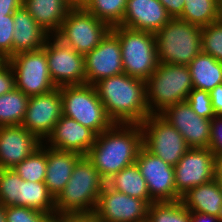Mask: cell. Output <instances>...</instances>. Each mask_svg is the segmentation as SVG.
I'll use <instances>...</instances> for the list:
<instances>
[{
    "mask_svg": "<svg viewBox=\"0 0 222 222\" xmlns=\"http://www.w3.org/2000/svg\"><path fill=\"white\" fill-rule=\"evenodd\" d=\"M143 146V131L140 124L114 123L96 137L87 158L106 181L136 162Z\"/></svg>",
    "mask_w": 222,
    "mask_h": 222,
    "instance_id": "6da1fadb",
    "label": "cell"
},
{
    "mask_svg": "<svg viewBox=\"0 0 222 222\" xmlns=\"http://www.w3.org/2000/svg\"><path fill=\"white\" fill-rule=\"evenodd\" d=\"M94 86L113 123L141 124L151 115L146 81L123 73L103 78Z\"/></svg>",
    "mask_w": 222,
    "mask_h": 222,
    "instance_id": "7a4b0ae2",
    "label": "cell"
},
{
    "mask_svg": "<svg viewBox=\"0 0 222 222\" xmlns=\"http://www.w3.org/2000/svg\"><path fill=\"white\" fill-rule=\"evenodd\" d=\"M105 184L93 163L83 156L76 163L65 188L55 198L56 214L95 212Z\"/></svg>",
    "mask_w": 222,
    "mask_h": 222,
    "instance_id": "3957f363",
    "label": "cell"
},
{
    "mask_svg": "<svg viewBox=\"0 0 222 222\" xmlns=\"http://www.w3.org/2000/svg\"><path fill=\"white\" fill-rule=\"evenodd\" d=\"M193 85L187 65L160 63L146 80L150 114H160L167 107L186 101Z\"/></svg>",
    "mask_w": 222,
    "mask_h": 222,
    "instance_id": "277c9868",
    "label": "cell"
},
{
    "mask_svg": "<svg viewBox=\"0 0 222 222\" xmlns=\"http://www.w3.org/2000/svg\"><path fill=\"white\" fill-rule=\"evenodd\" d=\"M202 27L171 18L155 33L160 63L189 65L202 52Z\"/></svg>",
    "mask_w": 222,
    "mask_h": 222,
    "instance_id": "5b68a950",
    "label": "cell"
},
{
    "mask_svg": "<svg viewBox=\"0 0 222 222\" xmlns=\"http://www.w3.org/2000/svg\"><path fill=\"white\" fill-rule=\"evenodd\" d=\"M121 45L124 73L146 81L159 64L155 34L123 26L111 28Z\"/></svg>",
    "mask_w": 222,
    "mask_h": 222,
    "instance_id": "8992f818",
    "label": "cell"
},
{
    "mask_svg": "<svg viewBox=\"0 0 222 222\" xmlns=\"http://www.w3.org/2000/svg\"><path fill=\"white\" fill-rule=\"evenodd\" d=\"M59 89L64 116L76 120L97 135L114 124L108 117L94 85H68Z\"/></svg>",
    "mask_w": 222,
    "mask_h": 222,
    "instance_id": "52a82bcc",
    "label": "cell"
},
{
    "mask_svg": "<svg viewBox=\"0 0 222 222\" xmlns=\"http://www.w3.org/2000/svg\"><path fill=\"white\" fill-rule=\"evenodd\" d=\"M110 31L111 27L108 24L83 6H74L55 36L76 52L85 55L99 45Z\"/></svg>",
    "mask_w": 222,
    "mask_h": 222,
    "instance_id": "ba28073f",
    "label": "cell"
},
{
    "mask_svg": "<svg viewBox=\"0 0 222 222\" xmlns=\"http://www.w3.org/2000/svg\"><path fill=\"white\" fill-rule=\"evenodd\" d=\"M140 126L143 146L172 166L177 165L189 149L181 133L160 114L149 115Z\"/></svg>",
    "mask_w": 222,
    "mask_h": 222,
    "instance_id": "9c48e42d",
    "label": "cell"
},
{
    "mask_svg": "<svg viewBox=\"0 0 222 222\" xmlns=\"http://www.w3.org/2000/svg\"><path fill=\"white\" fill-rule=\"evenodd\" d=\"M15 76V88L27 96L40 95L55 89L46 57L42 48L30 52H22L7 60Z\"/></svg>",
    "mask_w": 222,
    "mask_h": 222,
    "instance_id": "30bf717a",
    "label": "cell"
},
{
    "mask_svg": "<svg viewBox=\"0 0 222 222\" xmlns=\"http://www.w3.org/2000/svg\"><path fill=\"white\" fill-rule=\"evenodd\" d=\"M43 49L46 51L50 77L56 87L86 84L83 54L55 35H49Z\"/></svg>",
    "mask_w": 222,
    "mask_h": 222,
    "instance_id": "8fae6325",
    "label": "cell"
},
{
    "mask_svg": "<svg viewBox=\"0 0 222 222\" xmlns=\"http://www.w3.org/2000/svg\"><path fill=\"white\" fill-rule=\"evenodd\" d=\"M135 163L146 181L150 197L155 202L181 199L176 192L174 166L153 155L144 146L139 150Z\"/></svg>",
    "mask_w": 222,
    "mask_h": 222,
    "instance_id": "7c38bea8",
    "label": "cell"
},
{
    "mask_svg": "<svg viewBox=\"0 0 222 222\" xmlns=\"http://www.w3.org/2000/svg\"><path fill=\"white\" fill-rule=\"evenodd\" d=\"M217 159L209 148H189L174 166L176 192L182 196L188 190L215 178Z\"/></svg>",
    "mask_w": 222,
    "mask_h": 222,
    "instance_id": "4fadbf2b",
    "label": "cell"
},
{
    "mask_svg": "<svg viewBox=\"0 0 222 222\" xmlns=\"http://www.w3.org/2000/svg\"><path fill=\"white\" fill-rule=\"evenodd\" d=\"M62 115V98L59 87H56L50 92L29 97L21 125L44 142Z\"/></svg>",
    "mask_w": 222,
    "mask_h": 222,
    "instance_id": "5bb4252c",
    "label": "cell"
},
{
    "mask_svg": "<svg viewBox=\"0 0 222 222\" xmlns=\"http://www.w3.org/2000/svg\"><path fill=\"white\" fill-rule=\"evenodd\" d=\"M149 204L109 188L100 193L95 214L99 222H140L147 219Z\"/></svg>",
    "mask_w": 222,
    "mask_h": 222,
    "instance_id": "9a60e30c",
    "label": "cell"
},
{
    "mask_svg": "<svg viewBox=\"0 0 222 222\" xmlns=\"http://www.w3.org/2000/svg\"><path fill=\"white\" fill-rule=\"evenodd\" d=\"M86 84L124 73L119 39L110 31L91 52L84 55Z\"/></svg>",
    "mask_w": 222,
    "mask_h": 222,
    "instance_id": "2e32d148",
    "label": "cell"
},
{
    "mask_svg": "<svg viewBox=\"0 0 222 222\" xmlns=\"http://www.w3.org/2000/svg\"><path fill=\"white\" fill-rule=\"evenodd\" d=\"M160 115L181 133L189 148H208L211 120L198 116L187 101L167 107Z\"/></svg>",
    "mask_w": 222,
    "mask_h": 222,
    "instance_id": "e0dca14e",
    "label": "cell"
},
{
    "mask_svg": "<svg viewBox=\"0 0 222 222\" xmlns=\"http://www.w3.org/2000/svg\"><path fill=\"white\" fill-rule=\"evenodd\" d=\"M42 143L22 125L0 126V169L14 168Z\"/></svg>",
    "mask_w": 222,
    "mask_h": 222,
    "instance_id": "ac0fdd59",
    "label": "cell"
},
{
    "mask_svg": "<svg viewBox=\"0 0 222 222\" xmlns=\"http://www.w3.org/2000/svg\"><path fill=\"white\" fill-rule=\"evenodd\" d=\"M96 137L97 134L93 130L62 115L44 143L46 142L45 144L52 149L73 151L86 156L95 143Z\"/></svg>",
    "mask_w": 222,
    "mask_h": 222,
    "instance_id": "d6986e66",
    "label": "cell"
},
{
    "mask_svg": "<svg viewBox=\"0 0 222 222\" xmlns=\"http://www.w3.org/2000/svg\"><path fill=\"white\" fill-rule=\"evenodd\" d=\"M170 19L171 16L159 0H127L120 26L155 34Z\"/></svg>",
    "mask_w": 222,
    "mask_h": 222,
    "instance_id": "ffe728a7",
    "label": "cell"
},
{
    "mask_svg": "<svg viewBox=\"0 0 222 222\" xmlns=\"http://www.w3.org/2000/svg\"><path fill=\"white\" fill-rule=\"evenodd\" d=\"M13 56L42 49L49 34L43 30L24 6L13 14Z\"/></svg>",
    "mask_w": 222,
    "mask_h": 222,
    "instance_id": "44dd1931",
    "label": "cell"
},
{
    "mask_svg": "<svg viewBox=\"0 0 222 222\" xmlns=\"http://www.w3.org/2000/svg\"><path fill=\"white\" fill-rule=\"evenodd\" d=\"M83 155L73 151H61L47 146L45 185L54 199L68 183L76 163Z\"/></svg>",
    "mask_w": 222,
    "mask_h": 222,
    "instance_id": "7402d4cb",
    "label": "cell"
},
{
    "mask_svg": "<svg viewBox=\"0 0 222 222\" xmlns=\"http://www.w3.org/2000/svg\"><path fill=\"white\" fill-rule=\"evenodd\" d=\"M23 6L49 35H55L74 7L70 0H23Z\"/></svg>",
    "mask_w": 222,
    "mask_h": 222,
    "instance_id": "603a6c76",
    "label": "cell"
},
{
    "mask_svg": "<svg viewBox=\"0 0 222 222\" xmlns=\"http://www.w3.org/2000/svg\"><path fill=\"white\" fill-rule=\"evenodd\" d=\"M180 200L190 212H201L222 219V192L215 179L188 190Z\"/></svg>",
    "mask_w": 222,
    "mask_h": 222,
    "instance_id": "cb8c5ba5",
    "label": "cell"
},
{
    "mask_svg": "<svg viewBox=\"0 0 222 222\" xmlns=\"http://www.w3.org/2000/svg\"><path fill=\"white\" fill-rule=\"evenodd\" d=\"M106 185L133 198L145 200L149 205L155 202L150 197L146 181L136 163L112 175L106 180Z\"/></svg>",
    "mask_w": 222,
    "mask_h": 222,
    "instance_id": "d4e9b609",
    "label": "cell"
},
{
    "mask_svg": "<svg viewBox=\"0 0 222 222\" xmlns=\"http://www.w3.org/2000/svg\"><path fill=\"white\" fill-rule=\"evenodd\" d=\"M193 88L210 92L222 83V62L211 55L199 53L188 65Z\"/></svg>",
    "mask_w": 222,
    "mask_h": 222,
    "instance_id": "484cf974",
    "label": "cell"
},
{
    "mask_svg": "<svg viewBox=\"0 0 222 222\" xmlns=\"http://www.w3.org/2000/svg\"><path fill=\"white\" fill-rule=\"evenodd\" d=\"M15 206L28 207L52 216L56 215L55 199L49 193L45 182L22 181L20 199Z\"/></svg>",
    "mask_w": 222,
    "mask_h": 222,
    "instance_id": "4316f807",
    "label": "cell"
},
{
    "mask_svg": "<svg viewBox=\"0 0 222 222\" xmlns=\"http://www.w3.org/2000/svg\"><path fill=\"white\" fill-rule=\"evenodd\" d=\"M179 19L204 27L222 18L221 0H185Z\"/></svg>",
    "mask_w": 222,
    "mask_h": 222,
    "instance_id": "83f0119b",
    "label": "cell"
},
{
    "mask_svg": "<svg viewBox=\"0 0 222 222\" xmlns=\"http://www.w3.org/2000/svg\"><path fill=\"white\" fill-rule=\"evenodd\" d=\"M29 96L14 88L0 96V126L21 125Z\"/></svg>",
    "mask_w": 222,
    "mask_h": 222,
    "instance_id": "f1b7e54d",
    "label": "cell"
},
{
    "mask_svg": "<svg viewBox=\"0 0 222 222\" xmlns=\"http://www.w3.org/2000/svg\"><path fill=\"white\" fill-rule=\"evenodd\" d=\"M47 167V146L42 145L21 163L12 168L22 180L30 182H44Z\"/></svg>",
    "mask_w": 222,
    "mask_h": 222,
    "instance_id": "f546056e",
    "label": "cell"
},
{
    "mask_svg": "<svg viewBox=\"0 0 222 222\" xmlns=\"http://www.w3.org/2000/svg\"><path fill=\"white\" fill-rule=\"evenodd\" d=\"M126 3L127 0H88L83 7L112 28L123 22Z\"/></svg>",
    "mask_w": 222,
    "mask_h": 222,
    "instance_id": "4dcf8cb0",
    "label": "cell"
},
{
    "mask_svg": "<svg viewBox=\"0 0 222 222\" xmlns=\"http://www.w3.org/2000/svg\"><path fill=\"white\" fill-rule=\"evenodd\" d=\"M149 222H190V211L181 200L153 202L148 209Z\"/></svg>",
    "mask_w": 222,
    "mask_h": 222,
    "instance_id": "1f68e13d",
    "label": "cell"
},
{
    "mask_svg": "<svg viewBox=\"0 0 222 222\" xmlns=\"http://www.w3.org/2000/svg\"><path fill=\"white\" fill-rule=\"evenodd\" d=\"M202 52L222 62V18L202 27Z\"/></svg>",
    "mask_w": 222,
    "mask_h": 222,
    "instance_id": "d6a6232c",
    "label": "cell"
},
{
    "mask_svg": "<svg viewBox=\"0 0 222 222\" xmlns=\"http://www.w3.org/2000/svg\"><path fill=\"white\" fill-rule=\"evenodd\" d=\"M20 176L12 169H0V204L14 205L20 199Z\"/></svg>",
    "mask_w": 222,
    "mask_h": 222,
    "instance_id": "836d02e7",
    "label": "cell"
},
{
    "mask_svg": "<svg viewBox=\"0 0 222 222\" xmlns=\"http://www.w3.org/2000/svg\"><path fill=\"white\" fill-rule=\"evenodd\" d=\"M6 222H54V216L22 206H6Z\"/></svg>",
    "mask_w": 222,
    "mask_h": 222,
    "instance_id": "e575fe53",
    "label": "cell"
},
{
    "mask_svg": "<svg viewBox=\"0 0 222 222\" xmlns=\"http://www.w3.org/2000/svg\"><path fill=\"white\" fill-rule=\"evenodd\" d=\"M186 101L198 116L210 120L215 116L208 91L193 88Z\"/></svg>",
    "mask_w": 222,
    "mask_h": 222,
    "instance_id": "d590c367",
    "label": "cell"
},
{
    "mask_svg": "<svg viewBox=\"0 0 222 222\" xmlns=\"http://www.w3.org/2000/svg\"><path fill=\"white\" fill-rule=\"evenodd\" d=\"M13 15L0 16V54L5 59L13 56Z\"/></svg>",
    "mask_w": 222,
    "mask_h": 222,
    "instance_id": "8d00e7d4",
    "label": "cell"
},
{
    "mask_svg": "<svg viewBox=\"0 0 222 222\" xmlns=\"http://www.w3.org/2000/svg\"><path fill=\"white\" fill-rule=\"evenodd\" d=\"M208 148L218 160L222 157V116L215 115L211 119L210 140Z\"/></svg>",
    "mask_w": 222,
    "mask_h": 222,
    "instance_id": "74e56055",
    "label": "cell"
},
{
    "mask_svg": "<svg viewBox=\"0 0 222 222\" xmlns=\"http://www.w3.org/2000/svg\"><path fill=\"white\" fill-rule=\"evenodd\" d=\"M15 88L14 71L7 61L0 67V96L11 92Z\"/></svg>",
    "mask_w": 222,
    "mask_h": 222,
    "instance_id": "f35d334b",
    "label": "cell"
},
{
    "mask_svg": "<svg viewBox=\"0 0 222 222\" xmlns=\"http://www.w3.org/2000/svg\"><path fill=\"white\" fill-rule=\"evenodd\" d=\"M54 222H99L95 212L92 213H62L54 216Z\"/></svg>",
    "mask_w": 222,
    "mask_h": 222,
    "instance_id": "ab89813d",
    "label": "cell"
},
{
    "mask_svg": "<svg viewBox=\"0 0 222 222\" xmlns=\"http://www.w3.org/2000/svg\"><path fill=\"white\" fill-rule=\"evenodd\" d=\"M171 18H178L183 11L185 0H159Z\"/></svg>",
    "mask_w": 222,
    "mask_h": 222,
    "instance_id": "60d3db41",
    "label": "cell"
},
{
    "mask_svg": "<svg viewBox=\"0 0 222 222\" xmlns=\"http://www.w3.org/2000/svg\"><path fill=\"white\" fill-rule=\"evenodd\" d=\"M211 104L215 115L222 116V83L209 92Z\"/></svg>",
    "mask_w": 222,
    "mask_h": 222,
    "instance_id": "b9f144b4",
    "label": "cell"
},
{
    "mask_svg": "<svg viewBox=\"0 0 222 222\" xmlns=\"http://www.w3.org/2000/svg\"><path fill=\"white\" fill-rule=\"evenodd\" d=\"M23 6V0H0V16L13 15Z\"/></svg>",
    "mask_w": 222,
    "mask_h": 222,
    "instance_id": "7bdbcfd3",
    "label": "cell"
},
{
    "mask_svg": "<svg viewBox=\"0 0 222 222\" xmlns=\"http://www.w3.org/2000/svg\"><path fill=\"white\" fill-rule=\"evenodd\" d=\"M190 222H222V219L201 212H190Z\"/></svg>",
    "mask_w": 222,
    "mask_h": 222,
    "instance_id": "ee69618b",
    "label": "cell"
},
{
    "mask_svg": "<svg viewBox=\"0 0 222 222\" xmlns=\"http://www.w3.org/2000/svg\"><path fill=\"white\" fill-rule=\"evenodd\" d=\"M215 174H222V157L217 160Z\"/></svg>",
    "mask_w": 222,
    "mask_h": 222,
    "instance_id": "f6af8a7d",
    "label": "cell"
},
{
    "mask_svg": "<svg viewBox=\"0 0 222 222\" xmlns=\"http://www.w3.org/2000/svg\"><path fill=\"white\" fill-rule=\"evenodd\" d=\"M73 6H84L88 0H70Z\"/></svg>",
    "mask_w": 222,
    "mask_h": 222,
    "instance_id": "bcb514c9",
    "label": "cell"
},
{
    "mask_svg": "<svg viewBox=\"0 0 222 222\" xmlns=\"http://www.w3.org/2000/svg\"><path fill=\"white\" fill-rule=\"evenodd\" d=\"M0 222H6L4 206L0 204Z\"/></svg>",
    "mask_w": 222,
    "mask_h": 222,
    "instance_id": "7dc6e473",
    "label": "cell"
},
{
    "mask_svg": "<svg viewBox=\"0 0 222 222\" xmlns=\"http://www.w3.org/2000/svg\"><path fill=\"white\" fill-rule=\"evenodd\" d=\"M214 179L218 182L220 190L222 192V174H215Z\"/></svg>",
    "mask_w": 222,
    "mask_h": 222,
    "instance_id": "c3c4849f",
    "label": "cell"
},
{
    "mask_svg": "<svg viewBox=\"0 0 222 222\" xmlns=\"http://www.w3.org/2000/svg\"><path fill=\"white\" fill-rule=\"evenodd\" d=\"M6 62H7V59H5V58L0 54V67H2Z\"/></svg>",
    "mask_w": 222,
    "mask_h": 222,
    "instance_id": "681fc988",
    "label": "cell"
}]
</instances>
